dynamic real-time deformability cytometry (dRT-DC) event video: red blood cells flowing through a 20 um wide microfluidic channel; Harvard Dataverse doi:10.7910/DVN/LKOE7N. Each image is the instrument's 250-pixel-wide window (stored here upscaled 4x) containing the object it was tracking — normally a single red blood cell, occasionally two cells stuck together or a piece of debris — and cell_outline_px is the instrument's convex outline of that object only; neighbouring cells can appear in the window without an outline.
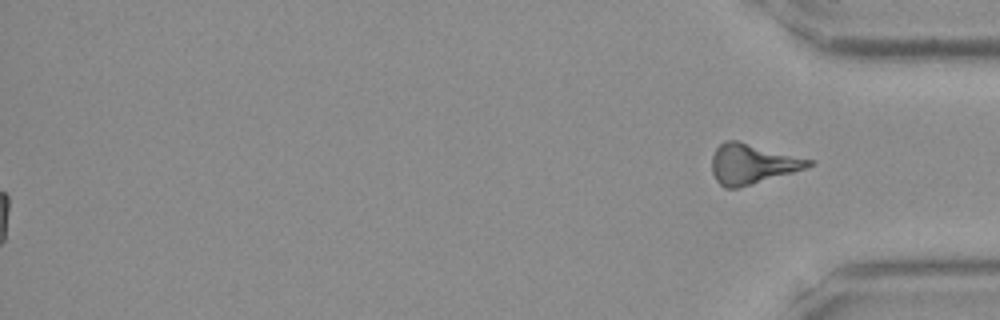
{"species": "Egyptian fruit bat (a non-hibernating species)", "species_latin": "Rousettus aegyptiacus", "temperature_condition": "room temperature", "stored_images_in_passage": 47, "segment_of_instrument_passage": [2, 2], "camera_frame_rate_fps": 3000, "um_per_image_px": 0.085, "frame": {"image": 1, "passage_image": 47, "time_ms": 15.333, "image_size_px": [1000, 320], "cell_outline_px": [[816, 164], [792, 172], [736, 188], [724, 188], [716, 180], [712, 172], [712, 156], [716, 148], [724, 140], [736, 140], [816, 160]], "centroid_in_image_um": [63.95, 13.91], "position_along_channel_um": 371.3, "area_um2": 22.43}}